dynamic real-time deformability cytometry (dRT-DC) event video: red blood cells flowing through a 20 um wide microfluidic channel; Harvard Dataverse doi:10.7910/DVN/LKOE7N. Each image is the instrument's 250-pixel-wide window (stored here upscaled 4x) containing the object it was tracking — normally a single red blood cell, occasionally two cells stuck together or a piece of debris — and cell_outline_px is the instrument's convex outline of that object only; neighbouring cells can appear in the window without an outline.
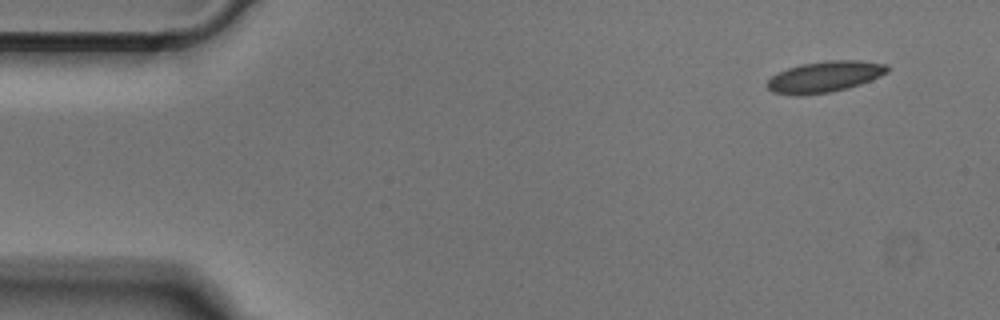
{"species": "Egyptian fruit bat (a non-hibernating species)", "species_latin": "Rousettus aegyptiacus", "temperature_condition": "cold", "stored_images_in_passage": 48, "camera_frame_rate_fps": 3000, "um_per_image_px": 0.085, "animal": {"sex": "male"}, "frame": {"image": 1, "passage_image": 1, "time_ms": 0.0, "image_size_px": [1000, 320], "cell_outline_px": [[888, 72], [872, 80], [848, 88], [828, 92], [772, 92], [768, 88], [768, 80], [772, 76], [788, 68], [800, 64], [828, 60], [860, 60], [888, 64]], "centroid_in_image_um": [70.21, 6.46], "position_along_channel_um": 14.8, "area_um2": 20.92}}
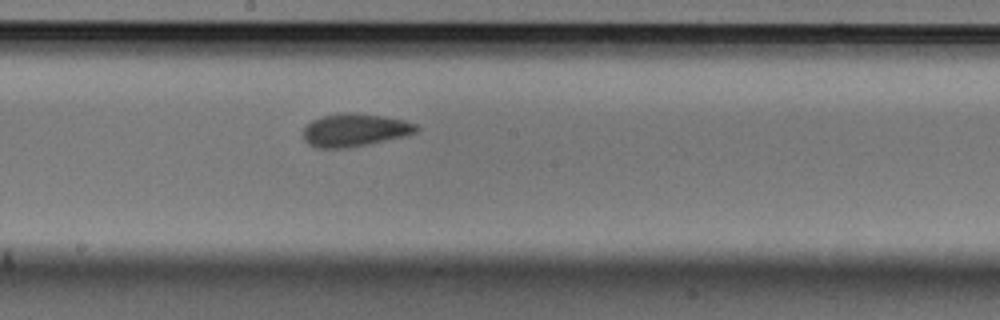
{"frame": {"image": 2, "passage_image": 24, "time_ms": 7.667, "image_size_px": [1000, 320], "cell_outline_px": [[420, 128], [416, 132], [404, 136], [368, 144], [348, 148], [316, 148], [308, 144], [304, 140], [304, 128], [312, 120], [320, 116], [344, 112], [356, 112], [384, 116], [404, 120], [416, 124]], "centroid_in_image_um": [30.14, 11.04], "position_along_channel_um": 218.1, "area_um2": 21.85}}
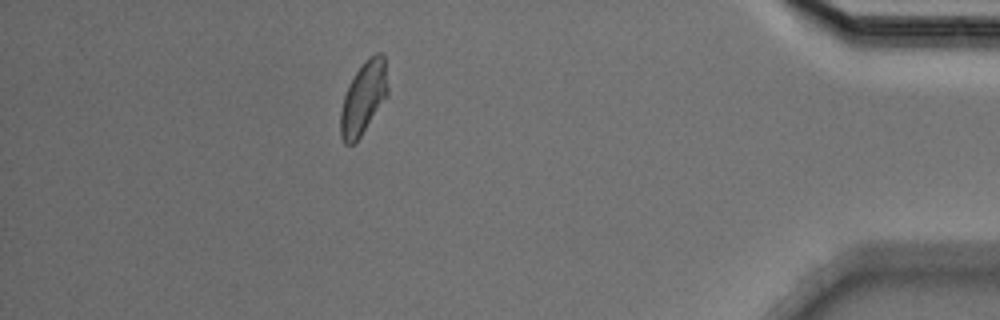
{"frame": {"image": 3, "passage_image": 42, "time_ms": 13.667, "image_size_px": [1000, 320], "cell_outline_px": [[388, 92], [360, 136], [352, 144], [344, 144], [340, 136], [340, 112], [344, 96], [348, 84], [364, 60], [368, 56], [376, 52], [380, 52], [384, 56], [388, 88]], "centroid_in_image_um": [30.87, 8.28], "position_along_channel_um": 404.3, "area_um2": 19.65}}